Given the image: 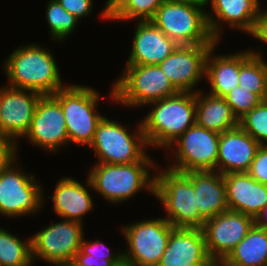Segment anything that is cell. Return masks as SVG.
Returning a JSON list of instances; mask_svg holds the SVG:
<instances>
[{"label":"cell","instance_id":"cell-33","mask_svg":"<svg viewBox=\"0 0 267 266\" xmlns=\"http://www.w3.org/2000/svg\"><path fill=\"white\" fill-rule=\"evenodd\" d=\"M224 98L238 119L263 101L259 95L243 89L239 85L228 92Z\"/></svg>","mask_w":267,"mask_h":266},{"label":"cell","instance_id":"cell-5","mask_svg":"<svg viewBox=\"0 0 267 266\" xmlns=\"http://www.w3.org/2000/svg\"><path fill=\"white\" fill-rule=\"evenodd\" d=\"M114 80L111 92L107 94L110 102L132 110L179 92L158 64L124 65L121 74Z\"/></svg>","mask_w":267,"mask_h":266},{"label":"cell","instance_id":"cell-37","mask_svg":"<svg viewBox=\"0 0 267 266\" xmlns=\"http://www.w3.org/2000/svg\"><path fill=\"white\" fill-rule=\"evenodd\" d=\"M17 144L13 141L0 137V174L12 163L17 157Z\"/></svg>","mask_w":267,"mask_h":266},{"label":"cell","instance_id":"cell-35","mask_svg":"<svg viewBox=\"0 0 267 266\" xmlns=\"http://www.w3.org/2000/svg\"><path fill=\"white\" fill-rule=\"evenodd\" d=\"M59 4L80 22L85 17H90L95 7L93 0H57Z\"/></svg>","mask_w":267,"mask_h":266},{"label":"cell","instance_id":"cell-14","mask_svg":"<svg viewBox=\"0 0 267 266\" xmlns=\"http://www.w3.org/2000/svg\"><path fill=\"white\" fill-rule=\"evenodd\" d=\"M24 139L46 153L58 154L62 147H69L62 108L52 95H42L39 99L31 127Z\"/></svg>","mask_w":267,"mask_h":266},{"label":"cell","instance_id":"cell-34","mask_svg":"<svg viewBox=\"0 0 267 266\" xmlns=\"http://www.w3.org/2000/svg\"><path fill=\"white\" fill-rule=\"evenodd\" d=\"M257 182L267 185V145H261L247 172Z\"/></svg>","mask_w":267,"mask_h":266},{"label":"cell","instance_id":"cell-40","mask_svg":"<svg viewBox=\"0 0 267 266\" xmlns=\"http://www.w3.org/2000/svg\"><path fill=\"white\" fill-rule=\"evenodd\" d=\"M115 266H134L132 263L125 261L124 259Z\"/></svg>","mask_w":267,"mask_h":266},{"label":"cell","instance_id":"cell-12","mask_svg":"<svg viewBox=\"0 0 267 266\" xmlns=\"http://www.w3.org/2000/svg\"><path fill=\"white\" fill-rule=\"evenodd\" d=\"M82 223L62 218L44 226L31 236L32 261L51 266H68L80 249L84 235Z\"/></svg>","mask_w":267,"mask_h":266},{"label":"cell","instance_id":"cell-4","mask_svg":"<svg viewBox=\"0 0 267 266\" xmlns=\"http://www.w3.org/2000/svg\"><path fill=\"white\" fill-rule=\"evenodd\" d=\"M161 168V169H160ZM160 164L155 170L154 196L165 209L163 217L174 228L201 229L205 219L196 206L191 171L184 173Z\"/></svg>","mask_w":267,"mask_h":266},{"label":"cell","instance_id":"cell-20","mask_svg":"<svg viewBox=\"0 0 267 266\" xmlns=\"http://www.w3.org/2000/svg\"><path fill=\"white\" fill-rule=\"evenodd\" d=\"M133 37L125 65L159 64L178 46L151 20L136 21Z\"/></svg>","mask_w":267,"mask_h":266},{"label":"cell","instance_id":"cell-1","mask_svg":"<svg viewBox=\"0 0 267 266\" xmlns=\"http://www.w3.org/2000/svg\"><path fill=\"white\" fill-rule=\"evenodd\" d=\"M26 44L19 45L4 58L1 69L7 79L6 85L42 95H53L64 88L67 83L63 82L52 50L38 42Z\"/></svg>","mask_w":267,"mask_h":266},{"label":"cell","instance_id":"cell-26","mask_svg":"<svg viewBox=\"0 0 267 266\" xmlns=\"http://www.w3.org/2000/svg\"><path fill=\"white\" fill-rule=\"evenodd\" d=\"M247 47L240 51V87L259 95L267 100V60L264 59V45H258L256 50ZM263 49V50H261Z\"/></svg>","mask_w":267,"mask_h":266},{"label":"cell","instance_id":"cell-22","mask_svg":"<svg viewBox=\"0 0 267 266\" xmlns=\"http://www.w3.org/2000/svg\"><path fill=\"white\" fill-rule=\"evenodd\" d=\"M228 209L253 218L267 205V185L247 172L223 174Z\"/></svg>","mask_w":267,"mask_h":266},{"label":"cell","instance_id":"cell-18","mask_svg":"<svg viewBox=\"0 0 267 266\" xmlns=\"http://www.w3.org/2000/svg\"><path fill=\"white\" fill-rule=\"evenodd\" d=\"M260 0H208L206 10L210 32L217 42H222L223 28L248 33L262 8ZM224 25L226 27H224Z\"/></svg>","mask_w":267,"mask_h":266},{"label":"cell","instance_id":"cell-19","mask_svg":"<svg viewBox=\"0 0 267 266\" xmlns=\"http://www.w3.org/2000/svg\"><path fill=\"white\" fill-rule=\"evenodd\" d=\"M202 229L175 228L157 266H213Z\"/></svg>","mask_w":267,"mask_h":266},{"label":"cell","instance_id":"cell-6","mask_svg":"<svg viewBox=\"0 0 267 266\" xmlns=\"http://www.w3.org/2000/svg\"><path fill=\"white\" fill-rule=\"evenodd\" d=\"M109 118L104 115L97 124L93 140L86 149L94 152L96 163L139 162L149 151L141 120L132 127L131 123L123 125Z\"/></svg>","mask_w":267,"mask_h":266},{"label":"cell","instance_id":"cell-17","mask_svg":"<svg viewBox=\"0 0 267 266\" xmlns=\"http://www.w3.org/2000/svg\"><path fill=\"white\" fill-rule=\"evenodd\" d=\"M57 180L52 196H45L46 192H43V205L46 204L45 199H51L53 202L52 211L59 220L64 218L85 223L83 222L84 216H87L86 214L90 211L92 213L96 203L93 200L94 192L88 177L84 180L86 186L72 176L62 175V178Z\"/></svg>","mask_w":267,"mask_h":266},{"label":"cell","instance_id":"cell-15","mask_svg":"<svg viewBox=\"0 0 267 266\" xmlns=\"http://www.w3.org/2000/svg\"><path fill=\"white\" fill-rule=\"evenodd\" d=\"M254 225V218L234 211H225L205 221L201 228L209 257L220 264Z\"/></svg>","mask_w":267,"mask_h":266},{"label":"cell","instance_id":"cell-25","mask_svg":"<svg viewBox=\"0 0 267 266\" xmlns=\"http://www.w3.org/2000/svg\"><path fill=\"white\" fill-rule=\"evenodd\" d=\"M196 124L221 134L238 127L239 119L224 97L214 96L201 89L196 92Z\"/></svg>","mask_w":267,"mask_h":266},{"label":"cell","instance_id":"cell-23","mask_svg":"<svg viewBox=\"0 0 267 266\" xmlns=\"http://www.w3.org/2000/svg\"><path fill=\"white\" fill-rule=\"evenodd\" d=\"M191 183L196 206L205 220L229 210L223 174L217 171H191Z\"/></svg>","mask_w":267,"mask_h":266},{"label":"cell","instance_id":"cell-7","mask_svg":"<svg viewBox=\"0 0 267 266\" xmlns=\"http://www.w3.org/2000/svg\"><path fill=\"white\" fill-rule=\"evenodd\" d=\"M101 95L91 86L74 83L52 95L62 108L69 147L73 144L87 148L91 144L97 124L104 117L98 112Z\"/></svg>","mask_w":267,"mask_h":266},{"label":"cell","instance_id":"cell-27","mask_svg":"<svg viewBox=\"0 0 267 266\" xmlns=\"http://www.w3.org/2000/svg\"><path fill=\"white\" fill-rule=\"evenodd\" d=\"M220 264L222 266H267V230L253 225Z\"/></svg>","mask_w":267,"mask_h":266},{"label":"cell","instance_id":"cell-29","mask_svg":"<svg viewBox=\"0 0 267 266\" xmlns=\"http://www.w3.org/2000/svg\"><path fill=\"white\" fill-rule=\"evenodd\" d=\"M99 239H82L79 251L68 266H115L123 260L121 248L113 250ZM118 251V252H117Z\"/></svg>","mask_w":267,"mask_h":266},{"label":"cell","instance_id":"cell-2","mask_svg":"<svg viewBox=\"0 0 267 266\" xmlns=\"http://www.w3.org/2000/svg\"><path fill=\"white\" fill-rule=\"evenodd\" d=\"M152 157L147 153L139 162L130 164L91 165L87 177L93 191L114 206L127 202L143 190L154 196L155 170L158 163Z\"/></svg>","mask_w":267,"mask_h":266},{"label":"cell","instance_id":"cell-24","mask_svg":"<svg viewBox=\"0 0 267 266\" xmlns=\"http://www.w3.org/2000/svg\"><path fill=\"white\" fill-rule=\"evenodd\" d=\"M221 42L215 43L209 50L205 61V81L209 85L207 92L224 97L238 86L240 74V51L231 54L216 55V48ZM216 55V56H215Z\"/></svg>","mask_w":267,"mask_h":266},{"label":"cell","instance_id":"cell-21","mask_svg":"<svg viewBox=\"0 0 267 266\" xmlns=\"http://www.w3.org/2000/svg\"><path fill=\"white\" fill-rule=\"evenodd\" d=\"M261 145L240 126L220 134L217 172H248Z\"/></svg>","mask_w":267,"mask_h":266},{"label":"cell","instance_id":"cell-28","mask_svg":"<svg viewBox=\"0 0 267 266\" xmlns=\"http://www.w3.org/2000/svg\"><path fill=\"white\" fill-rule=\"evenodd\" d=\"M165 0H106L100 13L103 21L151 20Z\"/></svg>","mask_w":267,"mask_h":266},{"label":"cell","instance_id":"cell-31","mask_svg":"<svg viewBox=\"0 0 267 266\" xmlns=\"http://www.w3.org/2000/svg\"><path fill=\"white\" fill-rule=\"evenodd\" d=\"M45 16L47 25L49 27V36L51 42H65L71 37V34L76 32V28L81 23L74 15L67 12L57 0H49L46 3Z\"/></svg>","mask_w":267,"mask_h":266},{"label":"cell","instance_id":"cell-8","mask_svg":"<svg viewBox=\"0 0 267 266\" xmlns=\"http://www.w3.org/2000/svg\"><path fill=\"white\" fill-rule=\"evenodd\" d=\"M204 8L165 0L151 21L177 45H214Z\"/></svg>","mask_w":267,"mask_h":266},{"label":"cell","instance_id":"cell-13","mask_svg":"<svg viewBox=\"0 0 267 266\" xmlns=\"http://www.w3.org/2000/svg\"><path fill=\"white\" fill-rule=\"evenodd\" d=\"M42 94L33 90L0 85V137L17 144L28 133Z\"/></svg>","mask_w":267,"mask_h":266},{"label":"cell","instance_id":"cell-41","mask_svg":"<svg viewBox=\"0 0 267 266\" xmlns=\"http://www.w3.org/2000/svg\"><path fill=\"white\" fill-rule=\"evenodd\" d=\"M213 266H222L221 264H214Z\"/></svg>","mask_w":267,"mask_h":266},{"label":"cell","instance_id":"cell-36","mask_svg":"<svg viewBox=\"0 0 267 266\" xmlns=\"http://www.w3.org/2000/svg\"><path fill=\"white\" fill-rule=\"evenodd\" d=\"M261 44H267V8H261L253 21L251 30L247 33Z\"/></svg>","mask_w":267,"mask_h":266},{"label":"cell","instance_id":"cell-10","mask_svg":"<svg viewBox=\"0 0 267 266\" xmlns=\"http://www.w3.org/2000/svg\"><path fill=\"white\" fill-rule=\"evenodd\" d=\"M219 139V133L195 124L165 149V166L184 173L217 171Z\"/></svg>","mask_w":267,"mask_h":266},{"label":"cell","instance_id":"cell-11","mask_svg":"<svg viewBox=\"0 0 267 266\" xmlns=\"http://www.w3.org/2000/svg\"><path fill=\"white\" fill-rule=\"evenodd\" d=\"M161 217L137 220L123 225L120 233L126 240L123 259L134 266H157L163 255L171 232L175 229ZM157 217V218H156ZM126 245V246H125Z\"/></svg>","mask_w":267,"mask_h":266},{"label":"cell","instance_id":"cell-32","mask_svg":"<svg viewBox=\"0 0 267 266\" xmlns=\"http://www.w3.org/2000/svg\"><path fill=\"white\" fill-rule=\"evenodd\" d=\"M239 126L260 145H267V100L241 117Z\"/></svg>","mask_w":267,"mask_h":266},{"label":"cell","instance_id":"cell-30","mask_svg":"<svg viewBox=\"0 0 267 266\" xmlns=\"http://www.w3.org/2000/svg\"><path fill=\"white\" fill-rule=\"evenodd\" d=\"M0 266H33L31 235L20 238L1 225Z\"/></svg>","mask_w":267,"mask_h":266},{"label":"cell","instance_id":"cell-3","mask_svg":"<svg viewBox=\"0 0 267 266\" xmlns=\"http://www.w3.org/2000/svg\"><path fill=\"white\" fill-rule=\"evenodd\" d=\"M146 106L150 111L141 117V124L149 150H165L196 124V93L178 92Z\"/></svg>","mask_w":267,"mask_h":266},{"label":"cell","instance_id":"cell-39","mask_svg":"<svg viewBox=\"0 0 267 266\" xmlns=\"http://www.w3.org/2000/svg\"><path fill=\"white\" fill-rule=\"evenodd\" d=\"M176 2H182V3H190L197 5L199 7H207L208 0H171Z\"/></svg>","mask_w":267,"mask_h":266},{"label":"cell","instance_id":"cell-16","mask_svg":"<svg viewBox=\"0 0 267 266\" xmlns=\"http://www.w3.org/2000/svg\"><path fill=\"white\" fill-rule=\"evenodd\" d=\"M213 45H178L158 64L179 92L196 93L199 82L205 81V61Z\"/></svg>","mask_w":267,"mask_h":266},{"label":"cell","instance_id":"cell-9","mask_svg":"<svg viewBox=\"0 0 267 266\" xmlns=\"http://www.w3.org/2000/svg\"><path fill=\"white\" fill-rule=\"evenodd\" d=\"M18 160L19 156L0 174V215L11 220L33 217L44 208L40 179L24 170Z\"/></svg>","mask_w":267,"mask_h":266},{"label":"cell","instance_id":"cell-38","mask_svg":"<svg viewBox=\"0 0 267 266\" xmlns=\"http://www.w3.org/2000/svg\"><path fill=\"white\" fill-rule=\"evenodd\" d=\"M254 225L267 230V205L255 216Z\"/></svg>","mask_w":267,"mask_h":266}]
</instances>
